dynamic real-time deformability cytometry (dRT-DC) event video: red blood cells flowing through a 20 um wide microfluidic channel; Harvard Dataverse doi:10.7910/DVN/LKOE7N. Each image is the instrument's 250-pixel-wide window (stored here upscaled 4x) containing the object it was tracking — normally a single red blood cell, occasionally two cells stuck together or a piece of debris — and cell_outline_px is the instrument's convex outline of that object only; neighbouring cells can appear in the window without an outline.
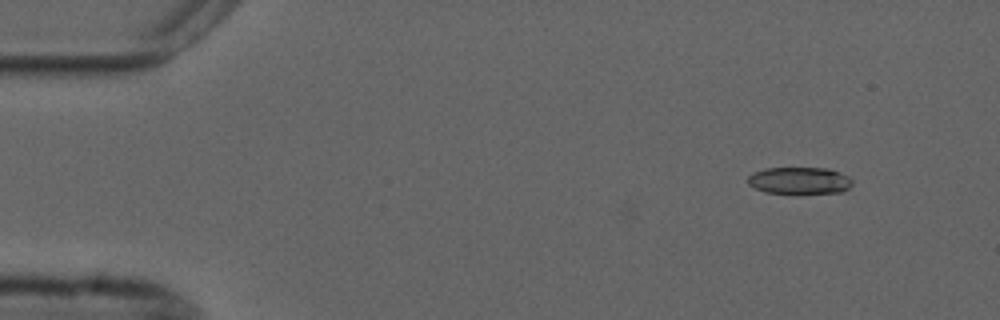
{"species": "common noctule bat (a hibernating species)", "species_latin": "Nyctalus noctula", "temperature_condition": "cold", "stored_images_in_passage": 3, "camera_frame_rate_fps": 3000, "um_per_image_px": 0.085, "animal": {"sex": "male", "forearm_length_mm": 52.5}, "frame": {"image": 1, "passage_image": 1, "time_ms": 0.0, "image_size_px": [1000, 320], "cell_outline_px": [[852, 184], [844, 192], [764, 192], [748, 184], [748, 176], [752, 172], [764, 168], [828, 168], [840, 172], [848, 176], [852, 180]], "centroid_in_image_um": [67.95, 15.32], "position_along_channel_um": 17.1, "area_um2": 16.18}}
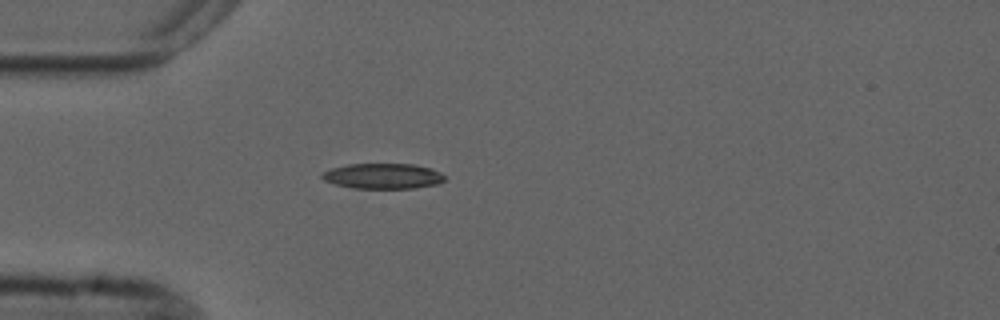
{"frame": {"image": 2, "passage_image": 3, "time_ms": 3.333, "image_size_px": [1000, 320], "cell_outline_px": [[444, 180], [440, 184], [416, 188], [352, 188], [336, 184], [324, 180], [320, 176], [324, 172], [332, 168], [348, 164], [412, 164], [432, 168], [440, 172], [444, 176]], "centroid_in_image_um": [32.58, 14.97], "position_along_channel_um": 52.4, "area_um2": 18.15}}